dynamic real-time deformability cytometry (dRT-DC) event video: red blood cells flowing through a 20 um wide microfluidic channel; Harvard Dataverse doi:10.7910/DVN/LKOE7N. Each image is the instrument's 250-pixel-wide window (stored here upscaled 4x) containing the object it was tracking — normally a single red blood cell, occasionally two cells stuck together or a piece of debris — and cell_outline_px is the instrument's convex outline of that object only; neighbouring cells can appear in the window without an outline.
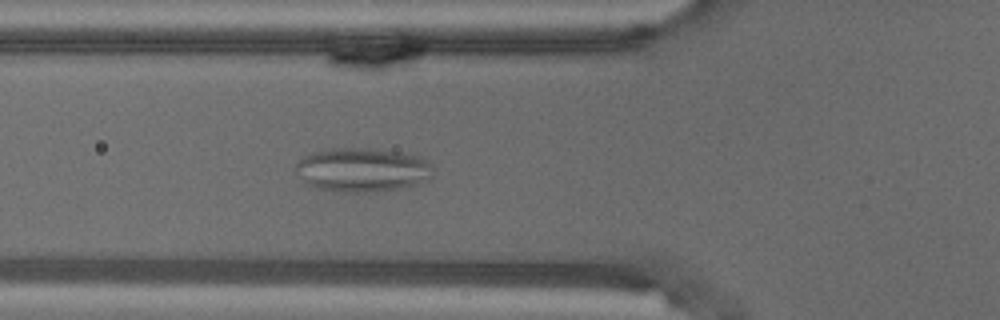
{"species": "common noctule bat (a hibernating species)", "species_latin": "Nyctalus noctula", "temperature_condition": "warm", "stored_images_in_passage": 56, "camera_frame_rate_fps": 3000, "um_per_image_px": 0.085, "animal": {"sex": "male", "body_mass_g": 18.8}, "frame": {"image": 1, "passage_image": 20, "time_ms": 6.333, "image_size_px": [1000, 320], "cell_outline_px": [[432, 176], [428, 180], [420, 184], [376, 192], [348, 192], [316, 188], [308, 184], [296, 172], [296, 164], [304, 156], [316, 152], [332, 148], [376, 148], [400, 152], [420, 156], [428, 160], [432, 168]], "centroid_in_image_um": [30.85, 14.43], "position_along_channel_um": 94.9, "area_um2": 35.26}}
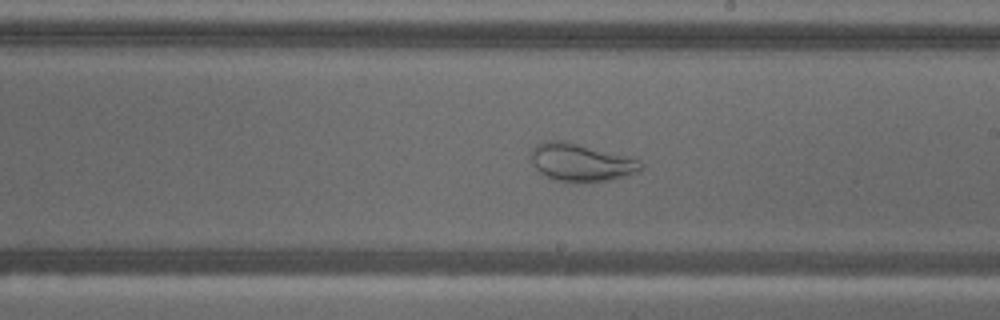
{"frame": {"image": 2, "passage_image": 32, "time_ms": 10.333, "image_size_px": [1000, 320], "cell_outline_px": [[644, 168], [640, 172], [608, 180], [580, 184], [572, 184], [556, 180], [540, 172], [536, 168], [528, 156], [532, 148], [548, 140], [564, 140], [628, 156], [640, 160], [644, 164]], "centroid_in_image_um": [49.4, 13.82], "position_along_channel_um": 239.6, "area_um2": 24.68}}
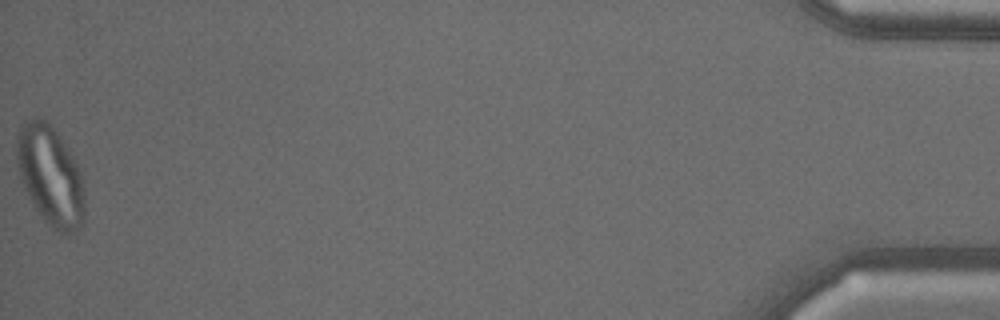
{"frame": {"image": 3, "passage_image": 56, "time_ms": 18.333, "image_size_px": [1000, 320], "cell_outline_px": [[84, 220], [80, 228], [72, 232], [60, 232], [48, 224], [44, 220], [32, 204], [20, 180], [16, 160], [16, 136], [20, 124], [36, 116], [48, 120], [60, 136], [68, 148], [80, 172], [84, 196]], "centroid_in_image_um": [4.24, 14.89], "position_along_channel_um": 431.0, "area_um2": 39.65}}